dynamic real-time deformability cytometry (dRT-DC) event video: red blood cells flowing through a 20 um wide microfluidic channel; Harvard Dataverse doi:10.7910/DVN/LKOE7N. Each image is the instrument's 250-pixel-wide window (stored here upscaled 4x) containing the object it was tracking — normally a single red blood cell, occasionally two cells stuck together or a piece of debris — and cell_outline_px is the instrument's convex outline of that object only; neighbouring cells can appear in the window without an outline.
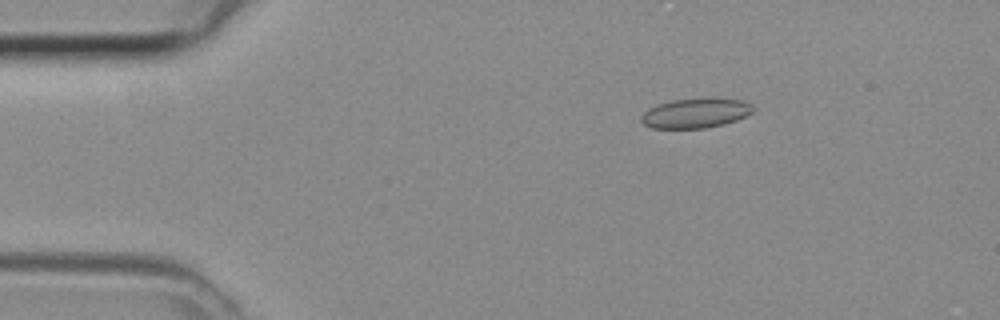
{"species": "common noctule bat (a hibernating species)", "species_latin": "Nyctalus noctula", "temperature_condition": "room temperature", "stored_images_in_passage": 5, "camera_frame_rate_fps": 3000, "um_per_image_px": 0.085, "animal": {"sex": "female", "body_mass_g": 29.2, "forearm_length_mm": 56.3}, "frame": {"image": 1, "passage_image": 2, "time_ms": 0.333, "image_size_px": [1000, 320], "cell_outline_px": [[752, 112], [736, 120], [724, 124], [704, 128], [652, 128], [644, 124], [640, 120], [640, 116], [648, 108], [656, 104], [672, 100], [712, 96], [740, 100], [752, 104]], "centroid_in_image_um": [59.1, 9.59], "position_along_channel_um": 25.9, "area_um2": 19.71}}